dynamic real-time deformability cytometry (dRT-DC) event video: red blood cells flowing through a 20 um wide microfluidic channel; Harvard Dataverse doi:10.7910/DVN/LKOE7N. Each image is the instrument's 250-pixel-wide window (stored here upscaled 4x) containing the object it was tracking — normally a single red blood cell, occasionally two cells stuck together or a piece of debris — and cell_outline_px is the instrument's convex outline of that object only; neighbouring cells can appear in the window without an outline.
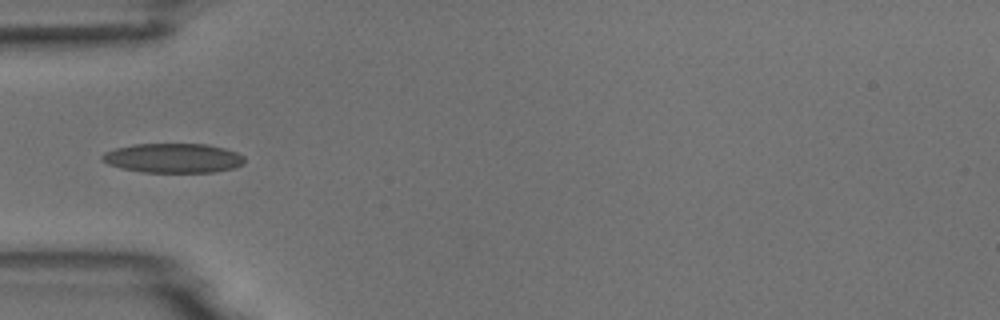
{"species": "common noctule bat (a hibernating species)", "species_latin": "Nyctalus noctula", "temperature_condition": "room temperature", "stored_images_in_passage": 38, "camera_frame_rate_fps": 3000, "um_per_image_px": 0.085, "animal": {"sex": "male", "body_mass_g": 18.8}, "frame": {"image": 1, "passage_image": 1, "time_ms": 0.0, "image_size_px": [1000, 320], "cell_outline_px": [[244, 164], [232, 168], [216, 172], [144, 172], [120, 168], [108, 164], [100, 160], [100, 156], [104, 152], [116, 148], [136, 144], [208, 144], [224, 148], [236, 152], [244, 156]], "centroid_in_image_um": [14.7, 13.44], "position_along_channel_um": 70.3, "area_um2": 24.51}}
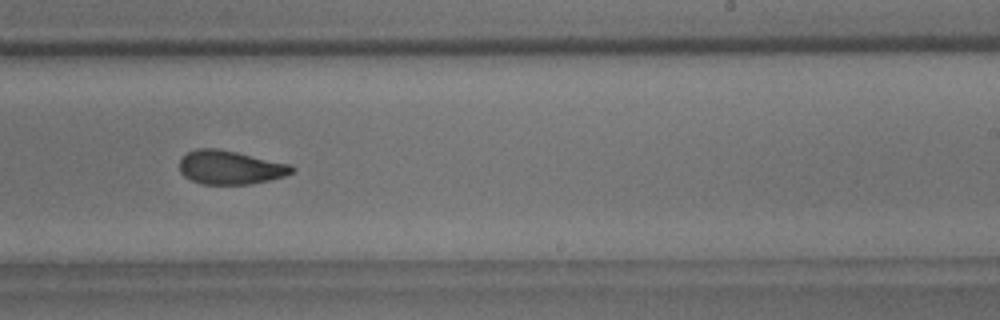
{"frame": {"image": 2, "passage_image": 17, "time_ms": 5.333, "image_size_px": [1000, 320], "cell_outline_px": [[296, 168], [292, 172], [284, 176], [268, 180], [248, 184], [204, 184], [192, 180], [184, 176], [180, 172], [180, 156], [196, 148], [216, 148], [236, 152], [292, 164]], "centroid_in_image_um": [19.56, 14.22], "position_along_channel_um": 269.4, "area_um2": 22.08}}
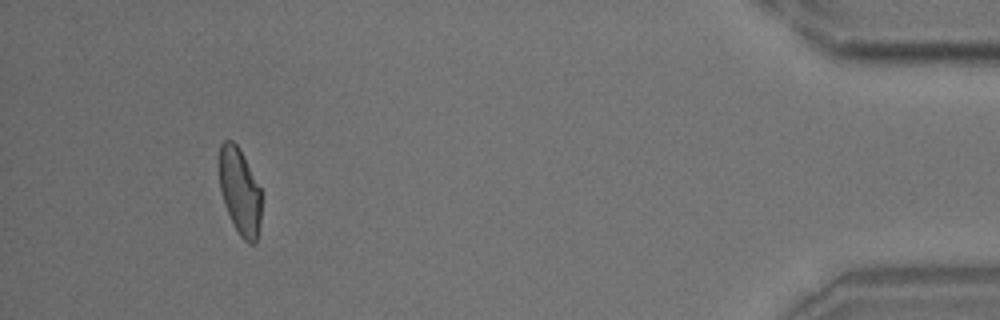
{"frame": {"image": 3, "passage_image": 34, "time_ms": 11.0, "image_size_px": [1000, 320], "cell_outline_px": [[260, 224], [256, 244], [248, 244], [240, 236], [224, 204], [220, 188], [216, 164], [220, 144], [224, 140], [232, 140], [240, 148], [260, 188]], "centroid_in_image_um": [20.34, 16.21], "position_along_channel_um": 414.9, "area_um2": 21.68}, "authors_computed_cell_mechanics": {"area_um2": 22.4553, "velocity_mm_per_s": 3.7166, "shape_relaxation_time_tau1_ms": 7.0161, "shape_relaxation_time_tau2_ms": 3.3139, "deformation_change_tau1": 0.1837, "deformation_change_tau2": 0.0944}}